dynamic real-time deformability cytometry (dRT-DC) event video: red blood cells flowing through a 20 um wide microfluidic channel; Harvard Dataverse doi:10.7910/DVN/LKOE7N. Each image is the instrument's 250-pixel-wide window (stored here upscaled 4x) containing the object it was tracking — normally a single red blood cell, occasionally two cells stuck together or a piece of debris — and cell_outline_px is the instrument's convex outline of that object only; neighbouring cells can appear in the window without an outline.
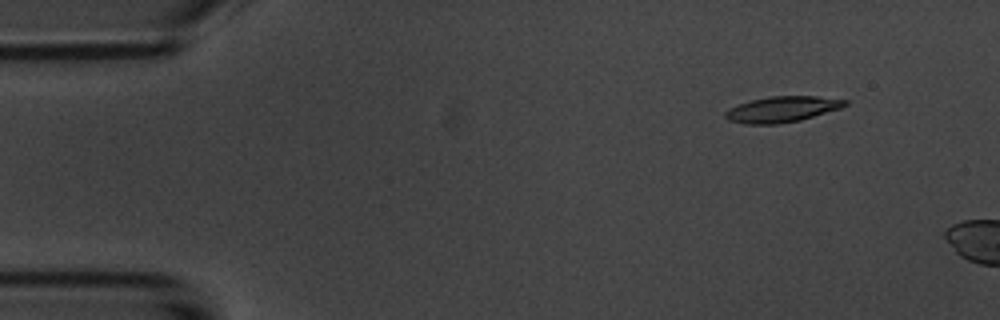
{"species": "common noctule bat (a hibernating species)", "species_latin": "Nyctalus noctula", "temperature_condition": "room temperature", "stored_images_in_passage": 12, "camera_frame_rate_fps": 3000, "um_per_image_px": 0.085, "animal": {"sex": "male", "body_mass_g": 20.1, "forearm_length_mm": 53.5}, "frame": {"image": 1, "passage_image": 6, "time_ms": 1.667, "image_size_px": [1000, 320], "cell_outline_px": [[848, 104], [840, 108], [800, 120], [776, 124], [744, 124], [728, 120], [724, 116], [724, 112], [728, 108], [752, 100], [768, 96], [816, 96], [848, 100]], "centroid_in_image_um": [66.45, 9.29], "position_along_channel_um": 18.6, "area_um2": 17.92}}